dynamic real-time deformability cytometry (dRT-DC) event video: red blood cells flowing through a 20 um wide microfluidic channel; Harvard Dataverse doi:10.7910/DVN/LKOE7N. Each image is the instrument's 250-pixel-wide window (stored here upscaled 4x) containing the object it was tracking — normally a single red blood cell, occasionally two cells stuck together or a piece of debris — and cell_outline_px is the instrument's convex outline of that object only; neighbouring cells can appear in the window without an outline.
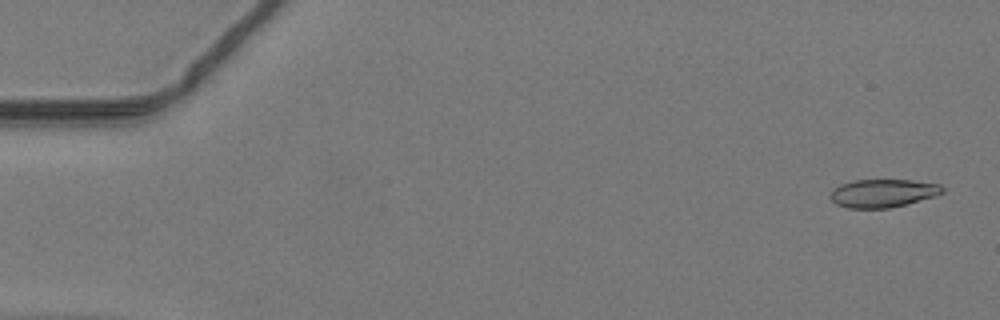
{"species": "common noctule bat (a hibernating species)", "species_latin": "Nyctalus noctula", "temperature_condition": "warm", "stored_images_in_passage": 45, "camera_frame_rate_fps": 3000, "um_per_image_px": 0.085, "animal": {"sex": "male", "body_mass_g": 19.2, "forearm_length_mm": 51.8}, "frame": {"image": 1, "passage_image": 2, "time_ms": 0.333, "image_size_px": [1000, 320], "cell_outline_px": [[944, 192], [936, 196], [888, 208], [848, 208], [836, 204], [828, 196], [832, 188], [840, 184], [856, 180], [912, 180], [940, 184], [944, 188]], "centroid_in_image_um": [75.02, 16.41], "position_along_channel_um": 10.0, "area_um2": 18.44}}
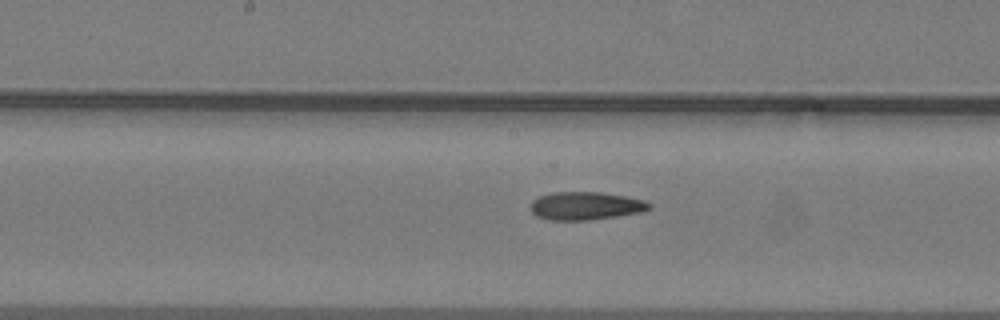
{"frame": {"image": 2, "passage_image": 25, "time_ms": 8.0, "image_size_px": [1000, 320], "cell_outline_px": [[652, 208], [640, 212], [616, 216], [588, 220], [548, 220], [536, 216], [528, 208], [532, 200], [540, 196], [552, 192], [600, 192], [624, 196], [644, 200], [652, 204]], "centroid_in_image_um": [49.74, 17.5], "position_along_channel_um": 198.5, "area_um2": 19.48}}
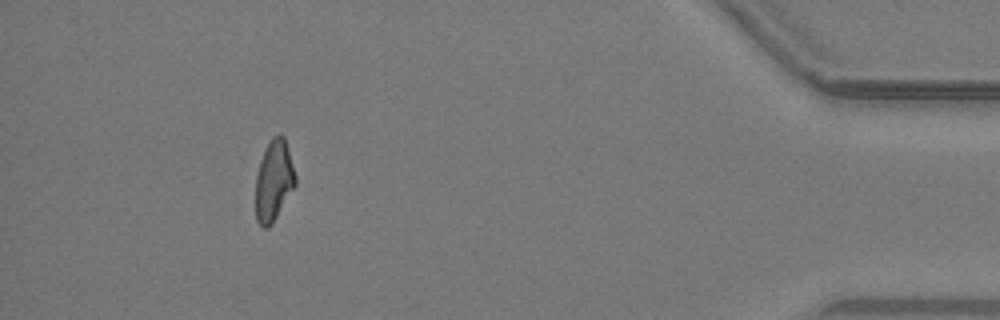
{"frame": {"image": 3, "passage_image": 44, "time_ms": 14.333, "image_size_px": [1000, 320], "cell_outline_px": [[296, 184], [272, 224], [268, 228], [264, 228], [256, 220], [256, 176], [260, 160], [264, 148], [272, 136], [276, 132], [280, 132], [284, 136], [288, 148], [296, 176]], "centroid_in_image_um": [23.27, 15.3], "position_along_channel_um": 411.9, "area_um2": 18.9}}